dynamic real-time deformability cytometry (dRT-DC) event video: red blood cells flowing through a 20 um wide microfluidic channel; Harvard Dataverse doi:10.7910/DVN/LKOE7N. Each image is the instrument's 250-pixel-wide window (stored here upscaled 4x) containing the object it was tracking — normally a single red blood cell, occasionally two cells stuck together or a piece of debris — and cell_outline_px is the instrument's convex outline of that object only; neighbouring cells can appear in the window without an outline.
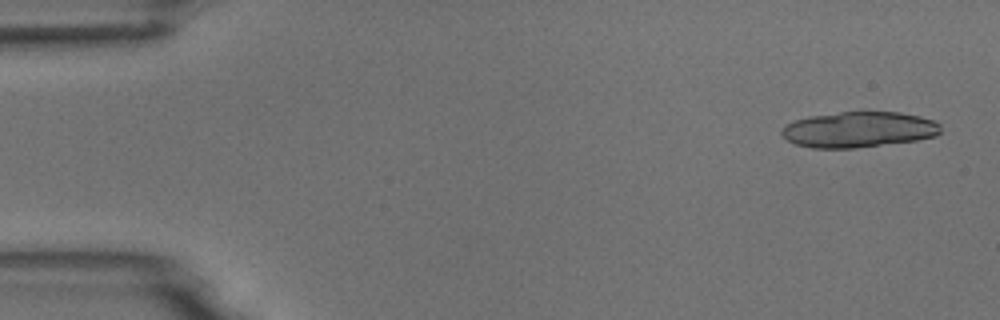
{"species": "common noctule bat (a hibernating species)", "species_latin": "Nyctalus noctula", "temperature_condition": "room temperature", "stored_images_in_passage": 3, "camera_frame_rate_fps": 3000, "um_per_image_px": 0.085, "animal": {"sex": "male", "body_mass_g": 18.8}, "frame": {"image": 1, "passage_image": 1, "time_ms": 0.0, "image_size_px": [1000, 320], "cell_outline_px": [[940, 132], [936, 136], [916, 140], [856, 148], [812, 148], [796, 144], [788, 140], [780, 132], [784, 124], [796, 120], [812, 116], [840, 112], [900, 112], [920, 116], [932, 120], [940, 124]], "centroid_in_image_um": [72.99, 11.01], "position_along_channel_um": 12.0, "area_um2": 32.95}}